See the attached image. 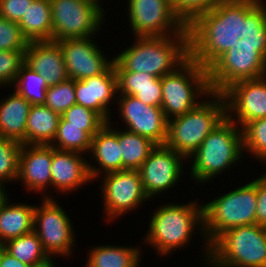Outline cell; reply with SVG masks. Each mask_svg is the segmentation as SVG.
<instances>
[{
  "label": "cell",
  "instance_id": "1",
  "mask_svg": "<svg viewBox=\"0 0 266 267\" xmlns=\"http://www.w3.org/2000/svg\"><path fill=\"white\" fill-rule=\"evenodd\" d=\"M260 0H223L189 25V57L208 69L239 41V18Z\"/></svg>",
  "mask_w": 266,
  "mask_h": 267
},
{
  "label": "cell",
  "instance_id": "2",
  "mask_svg": "<svg viewBox=\"0 0 266 267\" xmlns=\"http://www.w3.org/2000/svg\"><path fill=\"white\" fill-rule=\"evenodd\" d=\"M136 39L132 47L113 58L115 71L148 73L162 78L189 58V33L137 36Z\"/></svg>",
  "mask_w": 266,
  "mask_h": 267
},
{
  "label": "cell",
  "instance_id": "3",
  "mask_svg": "<svg viewBox=\"0 0 266 267\" xmlns=\"http://www.w3.org/2000/svg\"><path fill=\"white\" fill-rule=\"evenodd\" d=\"M211 100L200 102L184 115L167 120L164 145L189 159L203 140L227 117L222 93H210ZM189 157V158H188Z\"/></svg>",
  "mask_w": 266,
  "mask_h": 267
},
{
  "label": "cell",
  "instance_id": "4",
  "mask_svg": "<svg viewBox=\"0 0 266 267\" xmlns=\"http://www.w3.org/2000/svg\"><path fill=\"white\" fill-rule=\"evenodd\" d=\"M257 179L202 205L203 227L206 239V259L210 245L225 231L256 223ZM208 254V255H207Z\"/></svg>",
  "mask_w": 266,
  "mask_h": 267
},
{
  "label": "cell",
  "instance_id": "5",
  "mask_svg": "<svg viewBox=\"0 0 266 267\" xmlns=\"http://www.w3.org/2000/svg\"><path fill=\"white\" fill-rule=\"evenodd\" d=\"M243 151L242 129L226 117L191 155L190 174L197 183H205L239 162Z\"/></svg>",
  "mask_w": 266,
  "mask_h": 267
},
{
  "label": "cell",
  "instance_id": "6",
  "mask_svg": "<svg viewBox=\"0 0 266 267\" xmlns=\"http://www.w3.org/2000/svg\"><path fill=\"white\" fill-rule=\"evenodd\" d=\"M172 204L161 206L154 211L144 239L158 254L164 256L189 243L196 227H203L202 205L197 202Z\"/></svg>",
  "mask_w": 266,
  "mask_h": 267
},
{
  "label": "cell",
  "instance_id": "7",
  "mask_svg": "<svg viewBox=\"0 0 266 267\" xmlns=\"http://www.w3.org/2000/svg\"><path fill=\"white\" fill-rule=\"evenodd\" d=\"M213 267H266V227L258 224L231 228L211 245Z\"/></svg>",
  "mask_w": 266,
  "mask_h": 267
},
{
  "label": "cell",
  "instance_id": "8",
  "mask_svg": "<svg viewBox=\"0 0 266 267\" xmlns=\"http://www.w3.org/2000/svg\"><path fill=\"white\" fill-rule=\"evenodd\" d=\"M161 83V108L167 120L191 111L201 102L200 95L208 98L211 93L208 70L190 57L174 72L164 75Z\"/></svg>",
  "mask_w": 266,
  "mask_h": 267
},
{
  "label": "cell",
  "instance_id": "9",
  "mask_svg": "<svg viewBox=\"0 0 266 267\" xmlns=\"http://www.w3.org/2000/svg\"><path fill=\"white\" fill-rule=\"evenodd\" d=\"M52 41L86 38L95 35L104 18L98 0H50Z\"/></svg>",
  "mask_w": 266,
  "mask_h": 267
},
{
  "label": "cell",
  "instance_id": "10",
  "mask_svg": "<svg viewBox=\"0 0 266 267\" xmlns=\"http://www.w3.org/2000/svg\"><path fill=\"white\" fill-rule=\"evenodd\" d=\"M42 205L35 206L33 231L38 235L45 253L50 259L53 255H71L74 245L72 221L54 199L43 196Z\"/></svg>",
  "mask_w": 266,
  "mask_h": 267
},
{
  "label": "cell",
  "instance_id": "11",
  "mask_svg": "<svg viewBox=\"0 0 266 267\" xmlns=\"http://www.w3.org/2000/svg\"><path fill=\"white\" fill-rule=\"evenodd\" d=\"M128 3L129 24L135 37L188 33L187 26L173 10L172 0H128Z\"/></svg>",
  "mask_w": 266,
  "mask_h": 267
},
{
  "label": "cell",
  "instance_id": "12",
  "mask_svg": "<svg viewBox=\"0 0 266 267\" xmlns=\"http://www.w3.org/2000/svg\"><path fill=\"white\" fill-rule=\"evenodd\" d=\"M207 70L211 92L222 93L235 82L266 76V59L257 50L229 49Z\"/></svg>",
  "mask_w": 266,
  "mask_h": 267
},
{
  "label": "cell",
  "instance_id": "13",
  "mask_svg": "<svg viewBox=\"0 0 266 267\" xmlns=\"http://www.w3.org/2000/svg\"><path fill=\"white\" fill-rule=\"evenodd\" d=\"M102 192L104 210L108 220L127 213L149 197L146 195L138 170H123L105 173ZM103 184V185H102Z\"/></svg>",
  "mask_w": 266,
  "mask_h": 267
},
{
  "label": "cell",
  "instance_id": "14",
  "mask_svg": "<svg viewBox=\"0 0 266 267\" xmlns=\"http://www.w3.org/2000/svg\"><path fill=\"white\" fill-rule=\"evenodd\" d=\"M222 95L227 118L235 122L234 118L237 117V125L241 129L251 121L266 118V76L235 82Z\"/></svg>",
  "mask_w": 266,
  "mask_h": 267
},
{
  "label": "cell",
  "instance_id": "15",
  "mask_svg": "<svg viewBox=\"0 0 266 267\" xmlns=\"http://www.w3.org/2000/svg\"><path fill=\"white\" fill-rule=\"evenodd\" d=\"M185 157L165 145H156L138 170L149 200L178 183Z\"/></svg>",
  "mask_w": 266,
  "mask_h": 267
},
{
  "label": "cell",
  "instance_id": "16",
  "mask_svg": "<svg viewBox=\"0 0 266 267\" xmlns=\"http://www.w3.org/2000/svg\"><path fill=\"white\" fill-rule=\"evenodd\" d=\"M57 43L63 53L68 78L74 81L100 75L113 64V59L107 60L91 37L65 39Z\"/></svg>",
  "mask_w": 266,
  "mask_h": 267
},
{
  "label": "cell",
  "instance_id": "17",
  "mask_svg": "<svg viewBox=\"0 0 266 267\" xmlns=\"http://www.w3.org/2000/svg\"><path fill=\"white\" fill-rule=\"evenodd\" d=\"M119 108L122 120L128 131L145 136L157 145H164L167 136V119L161 107L146 105L138 98L119 95Z\"/></svg>",
  "mask_w": 266,
  "mask_h": 267
},
{
  "label": "cell",
  "instance_id": "18",
  "mask_svg": "<svg viewBox=\"0 0 266 267\" xmlns=\"http://www.w3.org/2000/svg\"><path fill=\"white\" fill-rule=\"evenodd\" d=\"M51 164V145L22 144L17 180H21L28 191H44L51 185Z\"/></svg>",
  "mask_w": 266,
  "mask_h": 267
},
{
  "label": "cell",
  "instance_id": "19",
  "mask_svg": "<svg viewBox=\"0 0 266 267\" xmlns=\"http://www.w3.org/2000/svg\"><path fill=\"white\" fill-rule=\"evenodd\" d=\"M117 78L113 64L100 75L75 80L76 104L90 108L109 122L108 105L117 94Z\"/></svg>",
  "mask_w": 266,
  "mask_h": 267
},
{
  "label": "cell",
  "instance_id": "20",
  "mask_svg": "<svg viewBox=\"0 0 266 267\" xmlns=\"http://www.w3.org/2000/svg\"><path fill=\"white\" fill-rule=\"evenodd\" d=\"M25 64L39 73L48 87L68 79L63 53L56 41L29 42Z\"/></svg>",
  "mask_w": 266,
  "mask_h": 267
},
{
  "label": "cell",
  "instance_id": "21",
  "mask_svg": "<svg viewBox=\"0 0 266 267\" xmlns=\"http://www.w3.org/2000/svg\"><path fill=\"white\" fill-rule=\"evenodd\" d=\"M81 153L62 151L52 146L51 186L59 192L76 191L92 180L88 161Z\"/></svg>",
  "mask_w": 266,
  "mask_h": 267
},
{
  "label": "cell",
  "instance_id": "22",
  "mask_svg": "<svg viewBox=\"0 0 266 267\" xmlns=\"http://www.w3.org/2000/svg\"><path fill=\"white\" fill-rule=\"evenodd\" d=\"M92 158L97 162L99 168L88 163L91 178L99 177L100 168L104 173L122 171V153L118 141V130L112 129L110 121L107 122L91 140L90 150Z\"/></svg>",
  "mask_w": 266,
  "mask_h": 267
},
{
  "label": "cell",
  "instance_id": "23",
  "mask_svg": "<svg viewBox=\"0 0 266 267\" xmlns=\"http://www.w3.org/2000/svg\"><path fill=\"white\" fill-rule=\"evenodd\" d=\"M31 103L15 91L0 102V137L26 144V126Z\"/></svg>",
  "mask_w": 266,
  "mask_h": 267
},
{
  "label": "cell",
  "instance_id": "24",
  "mask_svg": "<svg viewBox=\"0 0 266 267\" xmlns=\"http://www.w3.org/2000/svg\"><path fill=\"white\" fill-rule=\"evenodd\" d=\"M231 49L257 50L266 59V7L262 0L239 18V41Z\"/></svg>",
  "mask_w": 266,
  "mask_h": 267
},
{
  "label": "cell",
  "instance_id": "25",
  "mask_svg": "<svg viewBox=\"0 0 266 267\" xmlns=\"http://www.w3.org/2000/svg\"><path fill=\"white\" fill-rule=\"evenodd\" d=\"M29 42L52 41V13L50 0H34L18 22Z\"/></svg>",
  "mask_w": 266,
  "mask_h": 267
},
{
  "label": "cell",
  "instance_id": "26",
  "mask_svg": "<svg viewBox=\"0 0 266 267\" xmlns=\"http://www.w3.org/2000/svg\"><path fill=\"white\" fill-rule=\"evenodd\" d=\"M35 206L7 202L0 211V246L33 231Z\"/></svg>",
  "mask_w": 266,
  "mask_h": 267
},
{
  "label": "cell",
  "instance_id": "27",
  "mask_svg": "<svg viewBox=\"0 0 266 267\" xmlns=\"http://www.w3.org/2000/svg\"><path fill=\"white\" fill-rule=\"evenodd\" d=\"M60 115L45 105H31L26 126V144L50 145L54 140Z\"/></svg>",
  "mask_w": 266,
  "mask_h": 267
},
{
  "label": "cell",
  "instance_id": "28",
  "mask_svg": "<svg viewBox=\"0 0 266 267\" xmlns=\"http://www.w3.org/2000/svg\"><path fill=\"white\" fill-rule=\"evenodd\" d=\"M139 248L102 245L94 247L86 267H139Z\"/></svg>",
  "mask_w": 266,
  "mask_h": 267
},
{
  "label": "cell",
  "instance_id": "29",
  "mask_svg": "<svg viewBox=\"0 0 266 267\" xmlns=\"http://www.w3.org/2000/svg\"><path fill=\"white\" fill-rule=\"evenodd\" d=\"M118 141L121 147L122 171L139 170L156 143L145 136L130 131H118Z\"/></svg>",
  "mask_w": 266,
  "mask_h": 267
},
{
  "label": "cell",
  "instance_id": "30",
  "mask_svg": "<svg viewBox=\"0 0 266 267\" xmlns=\"http://www.w3.org/2000/svg\"><path fill=\"white\" fill-rule=\"evenodd\" d=\"M2 247L17 260L31 267L40 266L50 260L34 231L8 240Z\"/></svg>",
  "mask_w": 266,
  "mask_h": 267
},
{
  "label": "cell",
  "instance_id": "31",
  "mask_svg": "<svg viewBox=\"0 0 266 267\" xmlns=\"http://www.w3.org/2000/svg\"><path fill=\"white\" fill-rule=\"evenodd\" d=\"M91 140L85 126L67 125V121L60 116L56 136L50 145L58 150L84 154L90 150Z\"/></svg>",
  "mask_w": 266,
  "mask_h": 267
},
{
  "label": "cell",
  "instance_id": "32",
  "mask_svg": "<svg viewBox=\"0 0 266 267\" xmlns=\"http://www.w3.org/2000/svg\"><path fill=\"white\" fill-rule=\"evenodd\" d=\"M15 92L32 105H44L48 85L45 79L25 63L14 81Z\"/></svg>",
  "mask_w": 266,
  "mask_h": 267
},
{
  "label": "cell",
  "instance_id": "33",
  "mask_svg": "<svg viewBox=\"0 0 266 267\" xmlns=\"http://www.w3.org/2000/svg\"><path fill=\"white\" fill-rule=\"evenodd\" d=\"M21 148L20 142L0 137V183L17 180Z\"/></svg>",
  "mask_w": 266,
  "mask_h": 267
},
{
  "label": "cell",
  "instance_id": "34",
  "mask_svg": "<svg viewBox=\"0 0 266 267\" xmlns=\"http://www.w3.org/2000/svg\"><path fill=\"white\" fill-rule=\"evenodd\" d=\"M242 132L243 150L266 162V118L247 123Z\"/></svg>",
  "mask_w": 266,
  "mask_h": 267
},
{
  "label": "cell",
  "instance_id": "35",
  "mask_svg": "<svg viewBox=\"0 0 266 267\" xmlns=\"http://www.w3.org/2000/svg\"><path fill=\"white\" fill-rule=\"evenodd\" d=\"M74 104H76V94L73 79L68 78L64 82L47 88L44 105L60 116Z\"/></svg>",
  "mask_w": 266,
  "mask_h": 267
},
{
  "label": "cell",
  "instance_id": "36",
  "mask_svg": "<svg viewBox=\"0 0 266 267\" xmlns=\"http://www.w3.org/2000/svg\"><path fill=\"white\" fill-rule=\"evenodd\" d=\"M67 125L85 126V131L93 137L107 121L94 110L74 104L61 115Z\"/></svg>",
  "mask_w": 266,
  "mask_h": 267
},
{
  "label": "cell",
  "instance_id": "37",
  "mask_svg": "<svg viewBox=\"0 0 266 267\" xmlns=\"http://www.w3.org/2000/svg\"><path fill=\"white\" fill-rule=\"evenodd\" d=\"M28 43L18 23L0 16V51H26Z\"/></svg>",
  "mask_w": 266,
  "mask_h": 267
},
{
  "label": "cell",
  "instance_id": "38",
  "mask_svg": "<svg viewBox=\"0 0 266 267\" xmlns=\"http://www.w3.org/2000/svg\"><path fill=\"white\" fill-rule=\"evenodd\" d=\"M223 0H172L173 10L187 26L199 14L209 11Z\"/></svg>",
  "mask_w": 266,
  "mask_h": 267
},
{
  "label": "cell",
  "instance_id": "39",
  "mask_svg": "<svg viewBox=\"0 0 266 267\" xmlns=\"http://www.w3.org/2000/svg\"><path fill=\"white\" fill-rule=\"evenodd\" d=\"M25 63V51H0V87L12 85Z\"/></svg>",
  "mask_w": 266,
  "mask_h": 267
},
{
  "label": "cell",
  "instance_id": "40",
  "mask_svg": "<svg viewBox=\"0 0 266 267\" xmlns=\"http://www.w3.org/2000/svg\"><path fill=\"white\" fill-rule=\"evenodd\" d=\"M117 78V92L120 95L132 96V86L155 85L154 77L148 73L134 71H115Z\"/></svg>",
  "mask_w": 266,
  "mask_h": 267
},
{
  "label": "cell",
  "instance_id": "41",
  "mask_svg": "<svg viewBox=\"0 0 266 267\" xmlns=\"http://www.w3.org/2000/svg\"><path fill=\"white\" fill-rule=\"evenodd\" d=\"M132 96L138 98L146 105L161 107L162 83L161 78L155 80V85L132 86Z\"/></svg>",
  "mask_w": 266,
  "mask_h": 267
},
{
  "label": "cell",
  "instance_id": "42",
  "mask_svg": "<svg viewBox=\"0 0 266 267\" xmlns=\"http://www.w3.org/2000/svg\"><path fill=\"white\" fill-rule=\"evenodd\" d=\"M34 0H0V16L18 23Z\"/></svg>",
  "mask_w": 266,
  "mask_h": 267
},
{
  "label": "cell",
  "instance_id": "43",
  "mask_svg": "<svg viewBox=\"0 0 266 267\" xmlns=\"http://www.w3.org/2000/svg\"><path fill=\"white\" fill-rule=\"evenodd\" d=\"M256 224L266 227V174L257 178Z\"/></svg>",
  "mask_w": 266,
  "mask_h": 267
},
{
  "label": "cell",
  "instance_id": "44",
  "mask_svg": "<svg viewBox=\"0 0 266 267\" xmlns=\"http://www.w3.org/2000/svg\"><path fill=\"white\" fill-rule=\"evenodd\" d=\"M0 267H31V266L17 260L2 246H0Z\"/></svg>",
  "mask_w": 266,
  "mask_h": 267
},
{
  "label": "cell",
  "instance_id": "45",
  "mask_svg": "<svg viewBox=\"0 0 266 267\" xmlns=\"http://www.w3.org/2000/svg\"><path fill=\"white\" fill-rule=\"evenodd\" d=\"M4 184L0 183V211L5 206V204L9 201L8 196L5 193Z\"/></svg>",
  "mask_w": 266,
  "mask_h": 267
},
{
  "label": "cell",
  "instance_id": "46",
  "mask_svg": "<svg viewBox=\"0 0 266 267\" xmlns=\"http://www.w3.org/2000/svg\"><path fill=\"white\" fill-rule=\"evenodd\" d=\"M54 261H52V259H50L48 262H46L45 264H42L40 266H36V267H55L54 266Z\"/></svg>",
  "mask_w": 266,
  "mask_h": 267
}]
</instances>
